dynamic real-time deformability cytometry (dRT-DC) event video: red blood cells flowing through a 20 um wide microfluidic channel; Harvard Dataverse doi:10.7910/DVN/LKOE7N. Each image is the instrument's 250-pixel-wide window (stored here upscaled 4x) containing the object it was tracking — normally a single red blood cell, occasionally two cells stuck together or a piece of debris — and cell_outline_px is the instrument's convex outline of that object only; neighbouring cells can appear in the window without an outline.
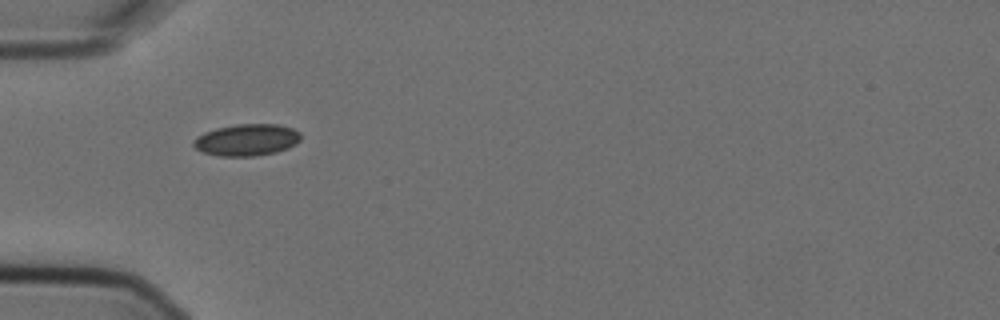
{"species": "Egyptian fruit bat (a non-hibernating species)", "species_latin": "Rousettus aegyptiacus", "temperature_condition": "cold", "stored_images_in_passage": 2, "camera_frame_rate_fps": 3000, "um_per_image_px": 0.085, "animal": {"sex": "female"}, "frame": {"image": 1, "passage_image": 1, "time_ms": 0.0, "image_size_px": [1000, 320], "cell_outline_px": [[300, 140], [296, 144], [288, 148], [276, 152], [256, 156], [220, 156], [204, 152], [196, 148], [192, 144], [192, 140], [196, 136], [204, 132], [216, 128], [236, 124], [280, 124], [292, 128], [300, 132]], "centroid_in_image_um": [20.97, 11.88], "position_along_channel_um": 64.0, "area_um2": 20.0}}
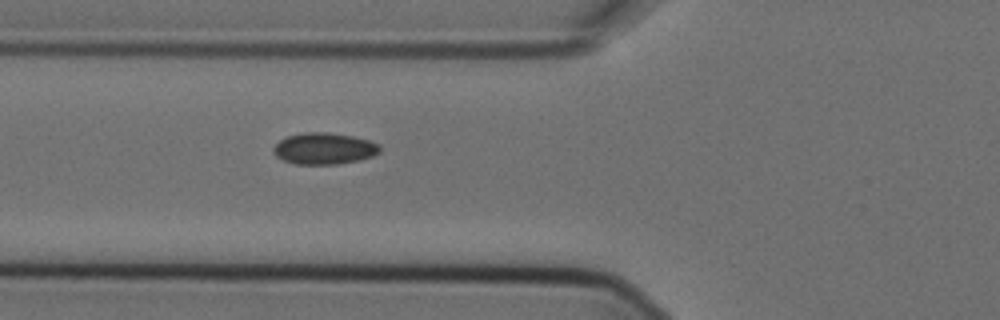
{"frame": {"image": 2, "passage_image": 2, "time_ms": 0.333, "image_size_px": [1000, 320], "cell_outline_px": [[380, 152], [372, 156], [360, 160], [336, 164], [296, 164], [284, 160], [276, 156], [272, 152], [272, 148], [280, 140], [288, 136], [304, 132], [328, 132], [352, 136], [368, 140], [380, 144]], "centroid_in_image_um": [27.55, 12.62], "position_along_channel_um": 98.2, "area_um2": 19.54}}